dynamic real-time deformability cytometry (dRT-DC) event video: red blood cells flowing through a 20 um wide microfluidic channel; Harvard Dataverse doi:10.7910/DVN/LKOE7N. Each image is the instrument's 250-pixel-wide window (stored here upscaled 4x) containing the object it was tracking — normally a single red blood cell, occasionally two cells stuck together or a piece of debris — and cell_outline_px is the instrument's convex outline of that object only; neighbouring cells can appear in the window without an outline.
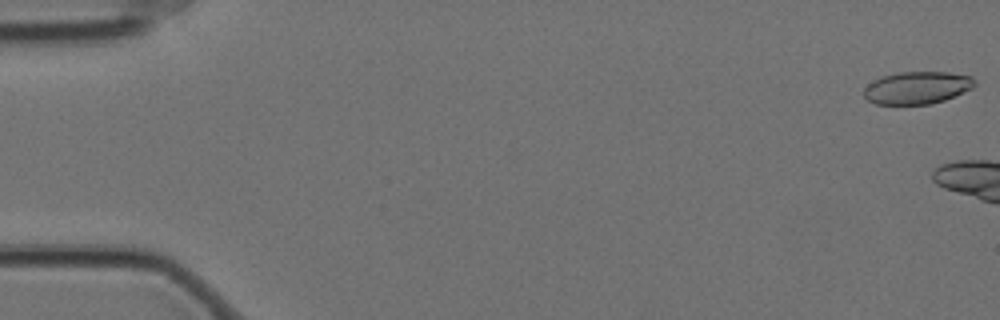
{"species": "Egyptian fruit bat (a non-hibernating species)", "species_latin": "Rousettus aegyptiacus", "temperature_condition": "cold", "stored_images_in_passage": 6, "camera_frame_rate_fps": 3000, "um_per_image_px": 0.085, "animal": {"sex": "female"}, "frame": {"image": 1, "passage_image": 1, "time_ms": 0.0, "image_size_px": [1000, 320], "cell_outline_px": [[976, 84], [972, 88], [944, 100], [928, 104], [876, 104], [868, 100], [864, 96], [864, 88], [868, 84], [880, 76], [900, 72], [948, 72], [972, 76], [976, 80]], "centroid_in_image_um": [77.95, 7.44], "position_along_channel_um": 7.0, "area_um2": 20.92}}